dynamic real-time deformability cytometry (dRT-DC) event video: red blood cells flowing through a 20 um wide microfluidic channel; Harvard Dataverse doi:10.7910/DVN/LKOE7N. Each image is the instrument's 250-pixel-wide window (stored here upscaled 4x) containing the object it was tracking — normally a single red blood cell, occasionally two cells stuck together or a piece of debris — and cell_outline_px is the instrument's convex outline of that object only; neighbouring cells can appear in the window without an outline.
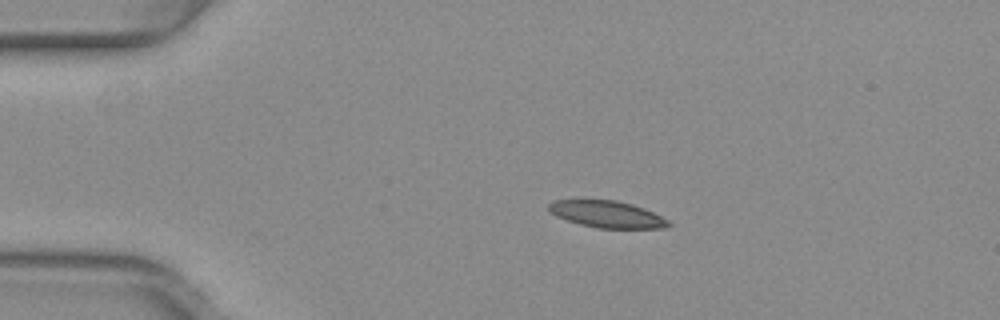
{"species": "common noctule bat (a hibernating species)", "species_latin": "Nyctalus noctula", "temperature_condition": "warm", "stored_images_in_passage": 42, "camera_frame_rate_fps": 3000, "um_per_image_px": 0.085, "animal": {"sex": "female", "body_mass_g": 29.2, "forearm_length_mm": 56.3}, "frame": {"image": 1, "passage_image": 1, "time_ms": 0.0, "image_size_px": [1000, 320], "cell_outline_px": [[672, 224], [664, 228], [596, 228], [580, 224], [556, 216], [548, 212], [548, 204], [552, 200], [616, 200], [632, 204], [644, 208], [668, 220]], "centroid_in_image_um": [51.57, 18.21], "position_along_channel_um": 33.4, "area_um2": 18.67}}
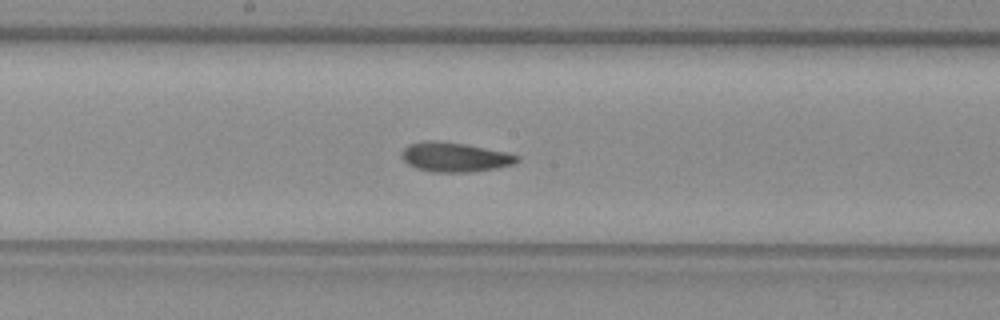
{"frame": {"image": 2, "passage_image": 18, "time_ms": 5.667, "image_size_px": [1000, 320], "cell_outline_px": [[520, 160], [516, 164], [496, 168], [472, 172], [432, 172], [416, 168], [408, 164], [400, 156], [400, 152], [408, 144], [428, 140], [432, 140], [464, 144], [504, 152], [520, 156]], "centroid_in_image_um": [38.64, 13.36], "position_along_channel_um": 209.6, "area_um2": 19.83}}
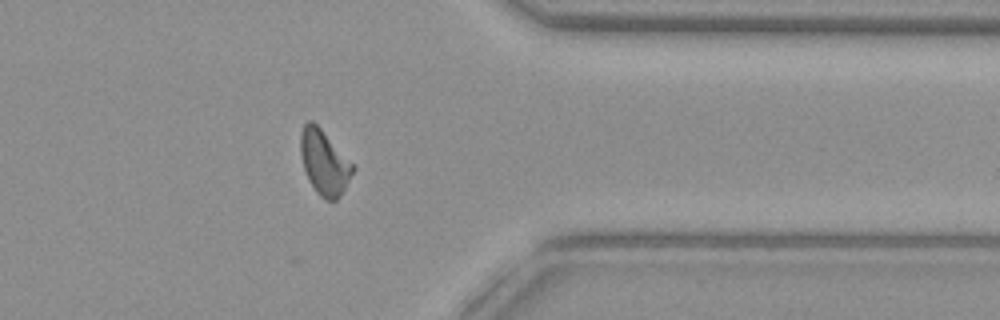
{"frame": {"image": 3, "passage_image": 32, "time_ms": 10.333, "image_size_px": [1000, 320], "cell_outline_px": [[356, 168], [344, 188], [336, 200], [328, 200], [320, 196], [316, 192], [308, 180], [300, 156], [300, 132], [304, 124], [308, 120], [312, 120], [356, 164]], "centroid_in_image_um": [27.57, 13.78], "position_along_channel_um": 383.8, "area_um2": 19.88}, "authors_computed_cell_mechanics": {"area_um2": 19.4208, "velocity_mm_per_s": 3.9907, "shape_relaxation_time_tau1_ms": null, "shape_relaxation_time_tau2_ms": 3.355, "deformation_change_tau1": null, "deformation_change_tau2": 0.1064}}